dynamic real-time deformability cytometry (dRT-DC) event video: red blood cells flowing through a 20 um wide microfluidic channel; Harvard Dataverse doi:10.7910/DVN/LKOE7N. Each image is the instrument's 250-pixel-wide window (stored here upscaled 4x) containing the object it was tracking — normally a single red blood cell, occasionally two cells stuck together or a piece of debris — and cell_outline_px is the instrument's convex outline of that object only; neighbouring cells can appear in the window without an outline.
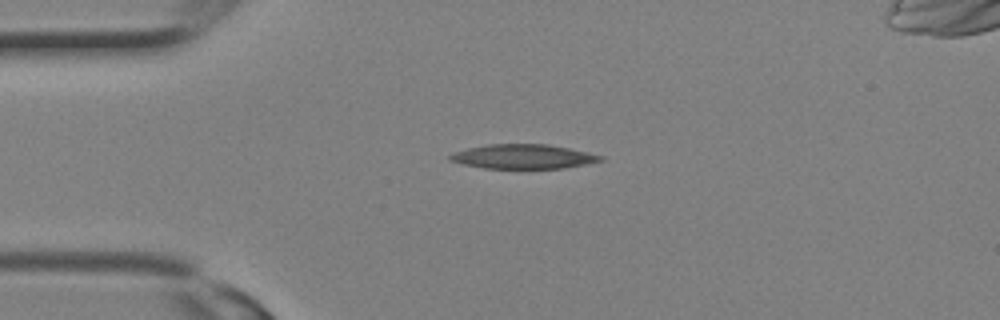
{"species": "Egyptian fruit bat (a non-hibernating species)", "species_latin": "Rousettus aegyptiacus", "temperature_condition": "room temperature", "stored_images_in_passage": 2, "camera_frame_rate_fps": 3000, "um_per_image_px": 0.085, "animal": {"sex": "female"}, "frame": {"image": 1, "passage_image": 1, "time_ms": 0.0, "image_size_px": [1000, 320], "cell_outline_px": [[604, 160], [564, 168], [484, 168], [464, 164], [448, 160], [448, 156], [452, 152], [468, 148], [488, 144], [548, 144], [588, 152], [604, 156]], "centroid_in_image_um": [44.45, 13.3], "position_along_channel_um": 40.5, "area_um2": 21.33}}